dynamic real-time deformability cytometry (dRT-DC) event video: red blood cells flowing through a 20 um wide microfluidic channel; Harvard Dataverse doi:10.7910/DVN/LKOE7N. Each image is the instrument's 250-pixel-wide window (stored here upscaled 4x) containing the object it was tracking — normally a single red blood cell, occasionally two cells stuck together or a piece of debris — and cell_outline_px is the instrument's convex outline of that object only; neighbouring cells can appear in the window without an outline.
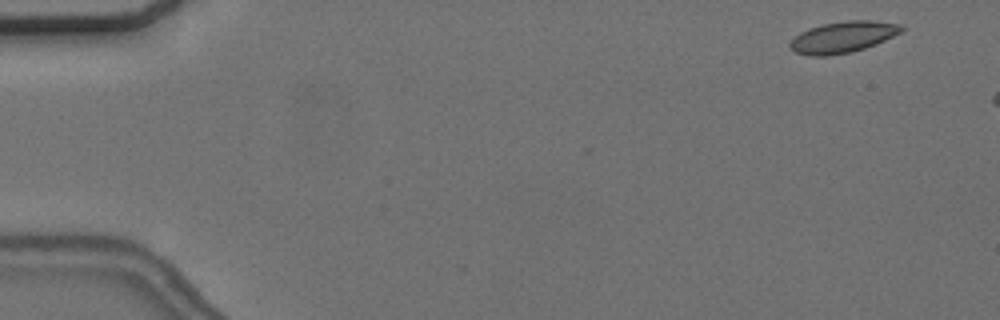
{"species": "common noctule bat (a hibernating species)", "species_latin": "Nyctalus noctula", "temperature_condition": "cold", "stored_images_in_passage": 8, "camera_frame_rate_fps": 3000, "um_per_image_px": 0.085, "animal": {"sex": "female", "body_mass_g": 24.6, "forearm_length_mm": 56.2}, "frame": {"image": 1, "passage_image": 2, "time_ms": 0.333, "image_size_px": [1000, 320], "cell_outline_px": [[904, 32], [876, 44], [852, 52], [828, 56], [808, 56], [796, 52], [788, 48], [788, 44], [800, 32], [824, 24], [848, 20], [872, 20], [904, 24]], "centroid_in_image_um": [71.7, 3.15], "position_along_channel_um": 13.3, "area_um2": 20.52}}